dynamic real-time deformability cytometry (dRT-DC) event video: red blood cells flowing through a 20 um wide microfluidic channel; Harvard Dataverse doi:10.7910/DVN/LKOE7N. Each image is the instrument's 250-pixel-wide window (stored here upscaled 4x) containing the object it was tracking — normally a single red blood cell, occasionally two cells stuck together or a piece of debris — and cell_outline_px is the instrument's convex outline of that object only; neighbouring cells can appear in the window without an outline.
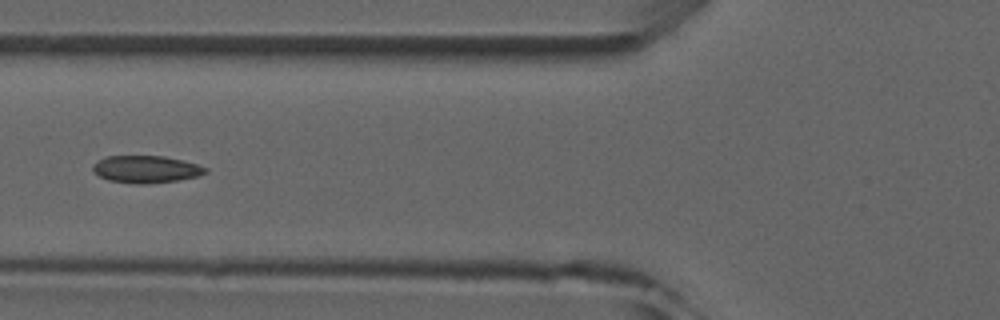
{"species": "common noctule bat (a hibernating species)", "species_latin": "Nyctalus noctula", "temperature_condition": "room temperature", "stored_images_in_passage": 5, "camera_frame_rate_fps": 3000, "um_per_image_px": 0.085, "animal": {"sex": "male", "forearm_length_mm": 52.5}, "frame": {"image": 1, "passage_image": 5, "time_ms": 4.333, "image_size_px": [1000, 320], "cell_outline_px": [[208, 172], [196, 176], [176, 180], [148, 184], [136, 184], [108, 180], [92, 172], [92, 164], [96, 160], [104, 156], [164, 156], [184, 160], [208, 168]], "centroid_in_image_um": [12.36, 14.37], "position_along_channel_um": 113.4, "area_um2": 18.03}}